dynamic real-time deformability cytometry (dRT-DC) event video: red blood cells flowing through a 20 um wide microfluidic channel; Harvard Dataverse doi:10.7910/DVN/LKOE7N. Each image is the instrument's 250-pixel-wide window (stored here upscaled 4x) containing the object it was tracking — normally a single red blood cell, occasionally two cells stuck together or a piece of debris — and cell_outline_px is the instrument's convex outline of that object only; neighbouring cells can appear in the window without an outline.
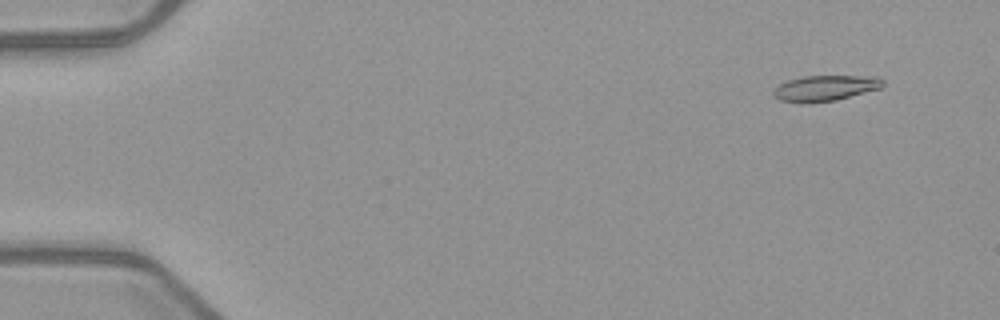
{"species": "common noctule bat (a hibernating species)", "species_latin": "Nyctalus noctula", "temperature_condition": "warm", "stored_images_in_passage": 22, "camera_frame_rate_fps": 3000, "um_per_image_px": 0.085, "animal": {"sex": "female", "body_mass_g": 21.9}, "frame": {"image": 1, "passage_image": 5, "time_ms": 1.333, "image_size_px": [1000, 320], "cell_outline_px": [[884, 84], [880, 88], [836, 100], [804, 104], [800, 104], [780, 100], [772, 96], [772, 92], [780, 84], [788, 80], [804, 76], [876, 76], [884, 80]], "centroid_in_image_um": [70.11, 7.5], "position_along_channel_um": 14.9, "area_um2": 16.47}}
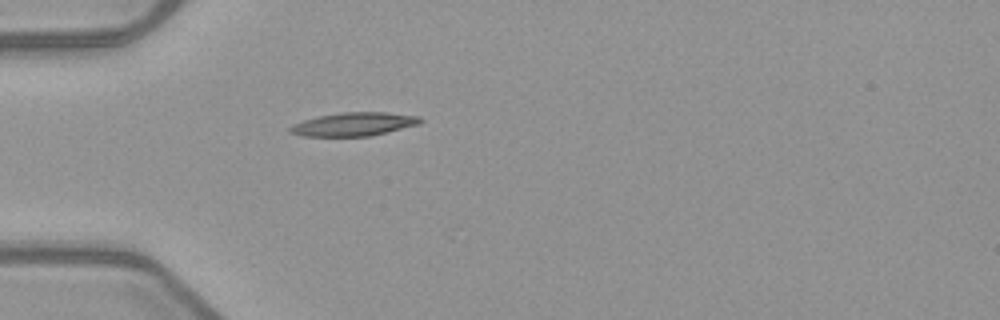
{"frame": {"image": 2, "passage_image": 17, "time_ms": 5.333, "image_size_px": [1000, 320], "cell_outline_px": [[424, 120], [420, 124], [372, 136], [300, 136], [288, 132], [288, 128], [292, 124], [304, 120], [320, 116], [340, 112], [384, 112], [420, 116]], "centroid_in_image_um": [30.08, 10.56], "position_along_channel_um": 54.9, "area_um2": 17.98}}
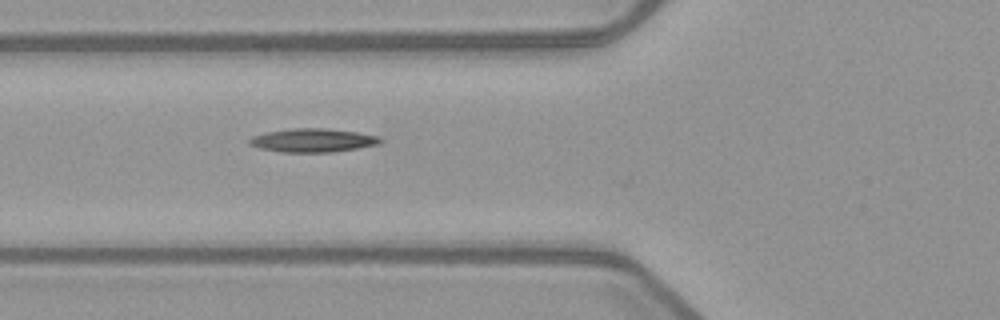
{"frame": {"image": 3, "passage_image": 21, "time_ms": 6.667, "image_size_px": [1000, 320], "cell_outline_px": [[384, 140], [380, 144], [332, 152], [280, 152], [260, 148], [248, 144], [248, 140], [252, 136], [264, 132], [292, 128], [324, 128], [356, 132], [380, 136]], "centroid_in_image_um": [26.58, 11.92], "position_along_channel_um": 99.2, "area_um2": 18.09}}